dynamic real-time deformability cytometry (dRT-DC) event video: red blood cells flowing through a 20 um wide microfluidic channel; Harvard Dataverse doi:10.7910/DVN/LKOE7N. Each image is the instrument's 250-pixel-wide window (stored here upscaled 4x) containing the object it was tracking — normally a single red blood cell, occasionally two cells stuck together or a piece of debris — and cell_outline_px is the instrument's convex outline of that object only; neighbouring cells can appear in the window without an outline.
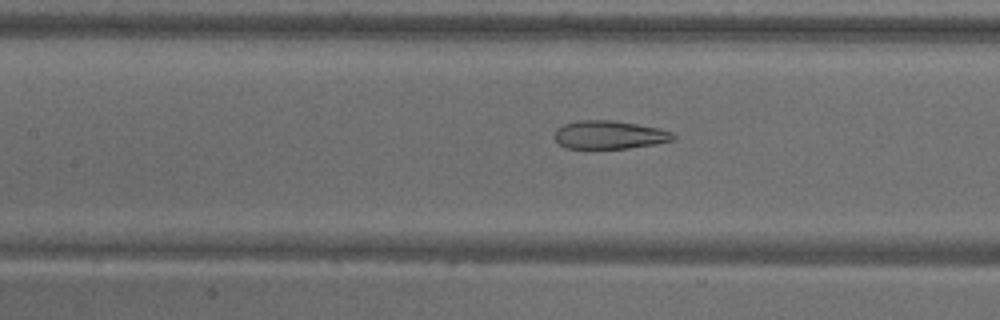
{"species": "common noctule bat (a hibernating species)", "species_latin": "Nyctalus noctula", "temperature_condition": "warm", "stored_images_in_passage": 55, "camera_frame_rate_fps": 3000, "um_per_image_px": 0.085, "animal": {"sex": "male", "body_mass_g": 18.8}, "frame": {"image": 1, "passage_image": 25, "time_ms": 8.0, "image_size_px": [1000, 320], "cell_outline_px": [[676, 140], [656, 144], [628, 148], [564, 148], [556, 140], [556, 128], [564, 124], [576, 120], [612, 120], [660, 128], [672, 132], [676, 136]], "centroid_in_image_um": [51.83, 11.46], "position_along_channel_um": 155.6, "area_um2": 19.59}}
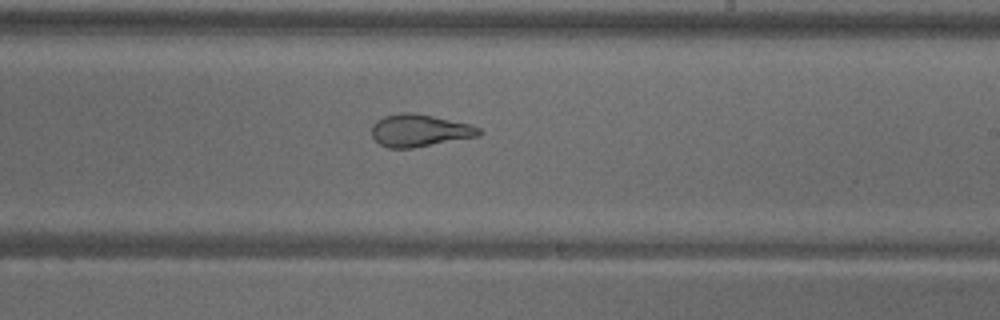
{"frame": {"image": 2, "passage_image": 33, "time_ms": 10.667, "image_size_px": [1000, 320], "cell_outline_px": [[484, 132], [480, 136], [412, 148], [388, 148], [380, 144], [372, 136], [372, 124], [376, 120], [384, 116], [400, 112], [412, 112], [472, 124], [480, 128]], "centroid_in_image_um": [35.68, 11.09], "position_along_channel_um": 253.3, "area_um2": 20.4}}
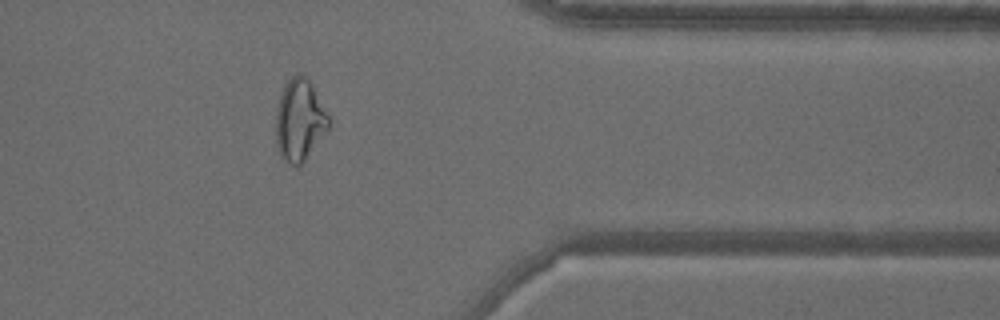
{"frame": {"image": 3, "passage_image": 45, "time_ms": 14.667, "image_size_px": [1000, 320], "cell_outline_px": [[328, 128], [304, 160], [296, 168], [288, 164], [284, 160], [276, 144], [276, 108], [280, 92], [284, 84], [296, 72], [300, 72], [308, 80], [328, 116]], "centroid_in_image_um": [25.4, 10.2], "position_along_channel_um": 386.0, "area_um2": 24.68}, "authors_computed_cell_mechanics": {"area_um2": 25.8366, "velocity_mm_per_s": 3.6762, "shape_relaxation_time_tau1_ms": null, "shape_relaxation_time_tau2_ms": 1.5943, "deformation_change_tau1": null, "deformation_change_tau2": 0.0904}}